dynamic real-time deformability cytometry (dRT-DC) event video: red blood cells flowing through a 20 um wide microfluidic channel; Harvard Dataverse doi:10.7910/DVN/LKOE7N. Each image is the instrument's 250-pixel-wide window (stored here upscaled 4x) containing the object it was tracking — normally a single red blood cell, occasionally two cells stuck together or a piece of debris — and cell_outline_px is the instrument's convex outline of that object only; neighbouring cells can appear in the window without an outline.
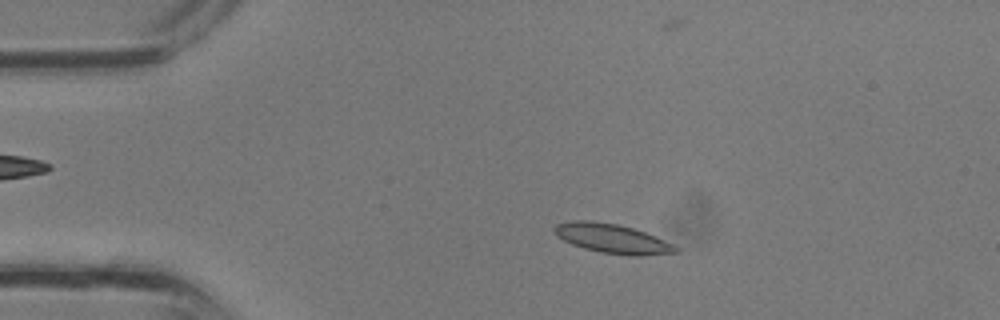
{"species": "common noctule bat (a hibernating species)", "species_latin": "Nyctalus noctula", "temperature_condition": "room temperature", "stored_images_in_passage": 35, "camera_frame_rate_fps": 3000, "um_per_image_px": 0.085, "animal": {"sex": "male", "body_mass_g": 13.3}, "frame": {"image": 1, "passage_image": 7, "time_ms": 2.0, "image_size_px": [1000, 320], "cell_outline_px": [[680, 252], [640, 256], [632, 256], [600, 252], [584, 248], [572, 244], [556, 236], [552, 228], [556, 224], [576, 220], [588, 220], [616, 224], [632, 228], [644, 232], [672, 244], [680, 248]], "centroid_in_image_um": [52.03, 20.29], "position_along_channel_um": 33.0, "area_um2": 20.58}}
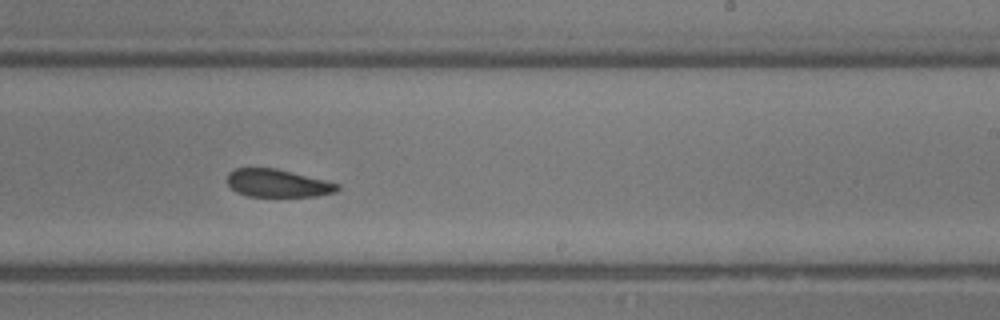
{"frame": {"image": 2, "passage_image": 21, "time_ms": 6.667, "image_size_px": [1000, 320], "cell_outline_px": [[340, 188], [336, 192], [316, 196], [248, 196], [236, 192], [228, 184], [228, 172], [236, 168], [276, 168], [340, 184]], "centroid_in_image_um": [23.6, 15.57], "position_along_channel_um": 265.4, "area_um2": 17.74}}
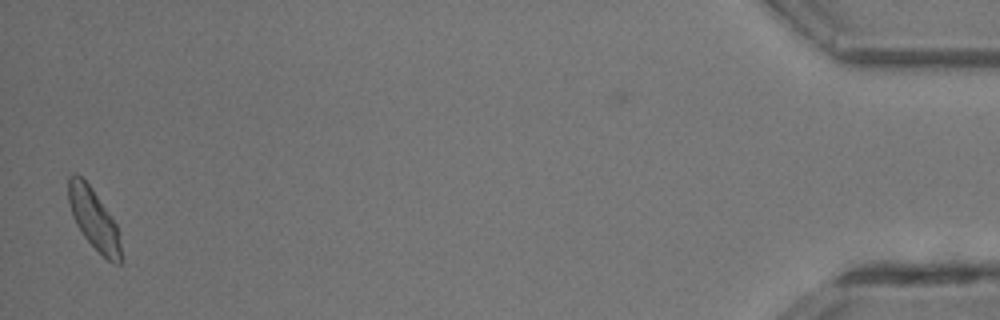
{"frame": {"image": 3, "passage_image": 34, "time_ms": 11.0, "image_size_px": [1000, 320], "cell_outline_px": [[120, 264], [116, 264], [108, 260], [84, 236], [76, 224], [72, 216], [68, 200], [68, 176], [72, 172], [80, 176], [92, 188], [112, 216], [116, 224], [120, 244]], "centroid_in_image_um": [7.94, 18.56], "position_along_channel_um": 427.3, "area_um2": 18.26}}